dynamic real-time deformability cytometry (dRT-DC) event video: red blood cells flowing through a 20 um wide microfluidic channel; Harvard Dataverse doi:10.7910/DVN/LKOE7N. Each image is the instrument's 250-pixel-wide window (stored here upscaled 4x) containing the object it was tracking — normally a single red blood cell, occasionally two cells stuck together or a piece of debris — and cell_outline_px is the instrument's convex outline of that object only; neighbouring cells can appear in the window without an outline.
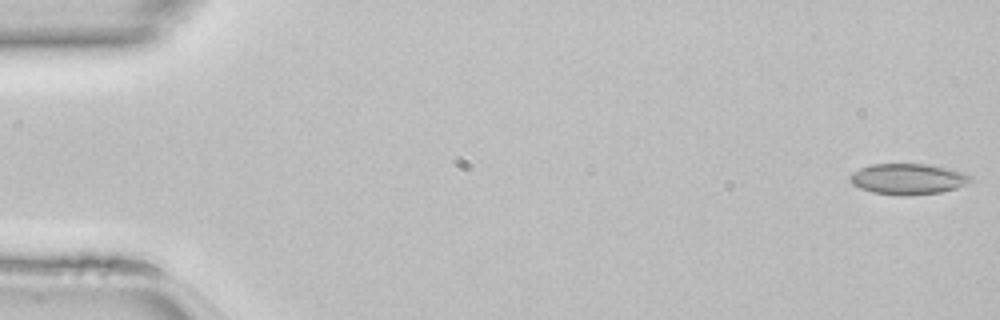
{"species": "common noctule bat (a hibernating species)", "species_latin": "Nyctalus noctula", "temperature_condition": "room temperature", "stored_images_in_passage": 46, "camera_frame_rate_fps": 3000, "um_per_image_px": 0.085, "animal": {"sex": "female", "body_mass_g": 22.7, "forearm_length_mm": 54.2}, "frame": {"image": 1, "passage_image": 1, "time_ms": 0.0, "image_size_px": [1000, 320], "cell_outline_px": [[972, 180], [956, 188], [940, 192], [908, 196], [900, 196], [872, 192], [860, 188], [852, 184], [848, 180], [848, 176], [852, 172], [860, 168], [872, 164], [928, 164], [948, 168], [964, 172], [972, 176]], "centroid_in_image_um": [77.15, 15.21], "position_along_channel_um": 7.9, "area_um2": 21.85}}
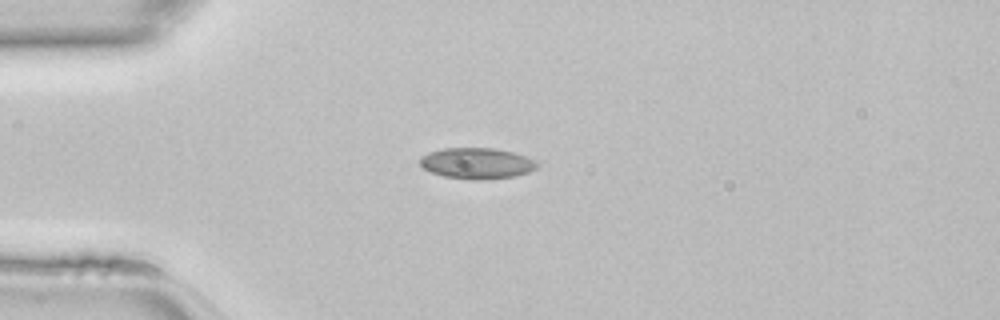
{"frame": {"image": 2, "passage_image": 12, "time_ms": 3.667, "image_size_px": [1000, 320], "cell_outline_px": [[540, 164], [536, 168], [528, 172], [516, 176], [484, 180], [476, 180], [444, 176], [432, 172], [424, 168], [420, 164], [420, 156], [428, 152], [444, 148], [496, 148], [528, 156], [536, 160]], "centroid_in_image_um": [40.57, 13.87], "position_along_channel_um": 44.4, "area_um2": 21.33}}
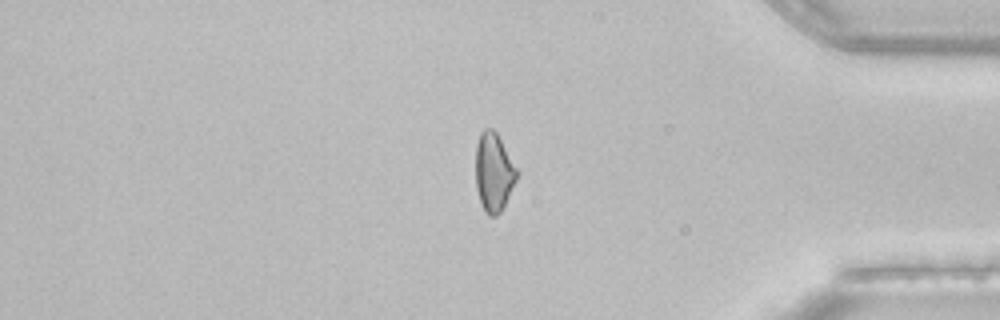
{"frame": {"image": 3, "passage_image": 39, "time_ms": 12.667, "image_size_px": [1000, 320], "cell_outline_px": [[516, 180], [500, 212], [496, 216], [488, 216], [484, 212], [476, 188], [476, 144], [480, 132], [484, 128], [492, 128], [496, 132], [516, 168]], "centroid_in_image_um": [41.93, 14.63], "position_along_channel_um": 393.3, "area_um2": 18.5}}